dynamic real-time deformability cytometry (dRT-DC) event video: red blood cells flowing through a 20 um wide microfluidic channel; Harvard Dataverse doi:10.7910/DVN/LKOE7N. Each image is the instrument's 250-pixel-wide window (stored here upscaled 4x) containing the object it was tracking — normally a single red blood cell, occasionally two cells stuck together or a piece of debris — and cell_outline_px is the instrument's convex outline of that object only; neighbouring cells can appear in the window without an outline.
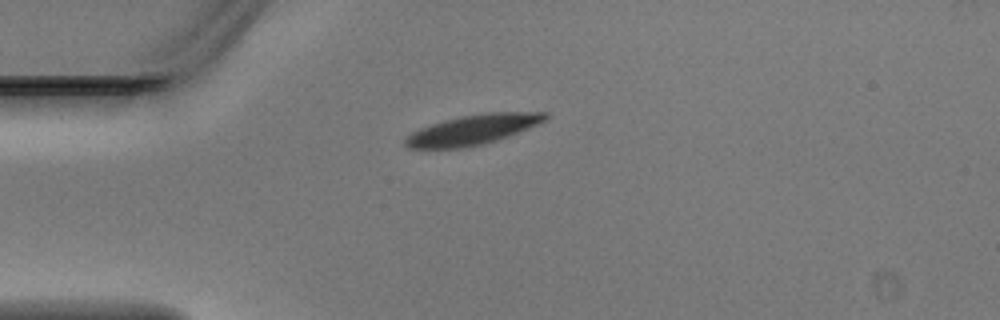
{"species": "Egyptian fruit bat (a non-hibernating species)", "species_latin": "Rousettus aegyptiacus", "temperature_condition": "warm", "stored_images_in_passage": 4, "camera_frame_rate_fps": 3000, "um_per_image_px": 0.085, "animal": {"sex": "male"}, "frame": {"image": 1, "passage_image": 4, "time_ms": 1.0, "image_size_px": [1000, 320], "cell_outline_px": [[548, 116], [544, 120], [536, 124], [508, 136], [496, 140], [480, 144], [460, 148], [408, 148], [404, 144], [404, 140], [412, 132], [420, 128], [444, 120], [460, 116], [488, 112], [548, 112]], "centroid_in_image_um": [40.16, 11.01], "position_along_channel_um": 44.8, "area_um2": 23.93}}